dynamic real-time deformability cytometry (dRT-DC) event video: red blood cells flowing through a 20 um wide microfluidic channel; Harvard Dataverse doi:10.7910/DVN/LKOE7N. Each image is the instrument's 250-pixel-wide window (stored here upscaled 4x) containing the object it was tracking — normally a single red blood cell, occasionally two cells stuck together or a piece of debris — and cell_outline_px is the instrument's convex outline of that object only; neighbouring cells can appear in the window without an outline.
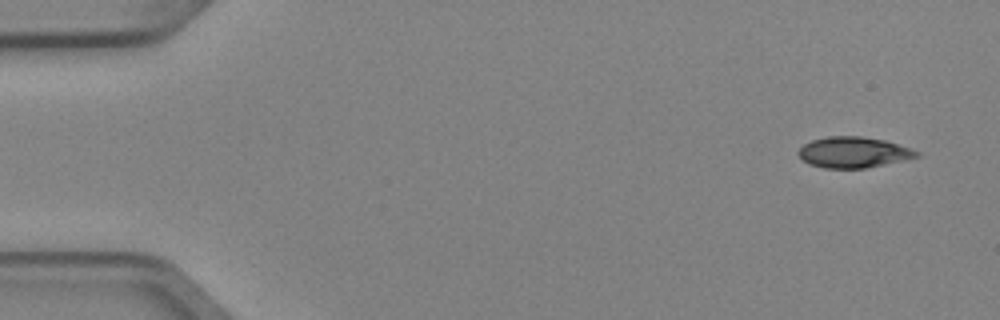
{"species": "Egyptian fruit bat (a non-hibernating species)", "species_latin": "Rousettus aegyptiacus", "temperature_condition": "cold", "stored_images_in_passage": 2, "camera_frame_rate_fps": 3000, "um_per_image_px": 0.085, "animal": {"sex": "female"}, "frame": {"image": 1, "passage_image": 2, "time_ms": 0.333, "image_size_px": [1000, 320], "cell_outline_px": [[920, 156], [904, 160], [864, 168], [824, 168], [808, 164], [796, 152], [804, 144], [812, 140], [828, 136], [860, 136], [884, 140], [920, 152]], "centroid_in_image_um": [72.51, 12.95], "position_along_channel_um": 12.5, "area_um2": 21.04}}